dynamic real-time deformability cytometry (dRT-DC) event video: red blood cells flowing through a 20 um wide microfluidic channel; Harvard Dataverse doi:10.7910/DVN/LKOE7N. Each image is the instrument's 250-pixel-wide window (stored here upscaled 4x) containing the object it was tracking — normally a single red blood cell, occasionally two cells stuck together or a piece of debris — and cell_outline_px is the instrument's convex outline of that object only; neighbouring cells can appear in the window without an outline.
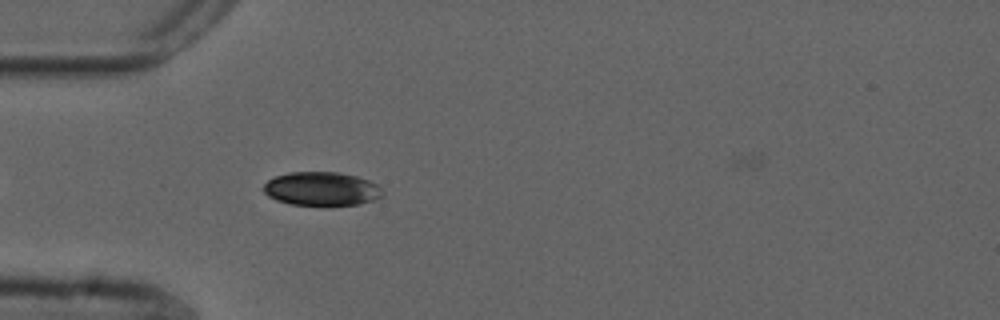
{"species": "common noctule bat (a hibernating species)", "species_latin": "Nyctalus noctula", "temperature_condition": "cold", "stored_images_in_passage": 38, "camera_frame_rate_fps": 3000, "um_per_image_px": 0.085, "animal": {"sex": "male", "forearm_length_mm": 52.5}, "frame": {"image": 1, "passage_image": 5, "time_ms": 1.333, "image_size_px": [1000, 320], "cell_outline_px": [[384, 192], [380, 196], [372, 200], [360, 204], [328, 208], [292, 204], [276, 200], [268, 196], [264, 192], [264, 184], [268, 180], [276, 176], [288, 172], [336, 172], [356, 176], [368, 180], [376, 184]], "centroid_in_image_um": [27.33, 16.09], "position_along_channel_um": 57.7, "area_um2": 23.93}}
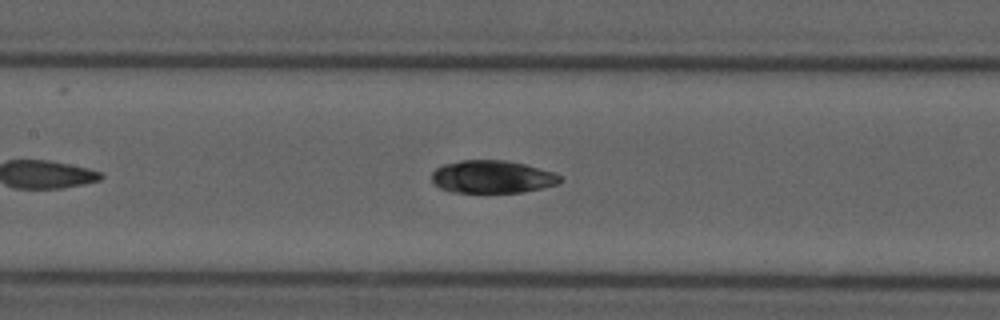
{"frame": {"image": 2, "passage_image": 14, "time_ms": 4.333, "image_size_px": [1000, 320], "cell_outline_px": [[564, 180], [560, 184], [544, 188], [524, 192], [452, 192], [440, 188], [432, 180], [432, 172], [436, 168], [444, 164], [460, 160], [504, 160], [524, 164], [552, 172], [560, 176]], "centroid_in_image_um": [41.86, 15.03], "position_along_channel_um": 165.5, "area_um2": 24.51}}
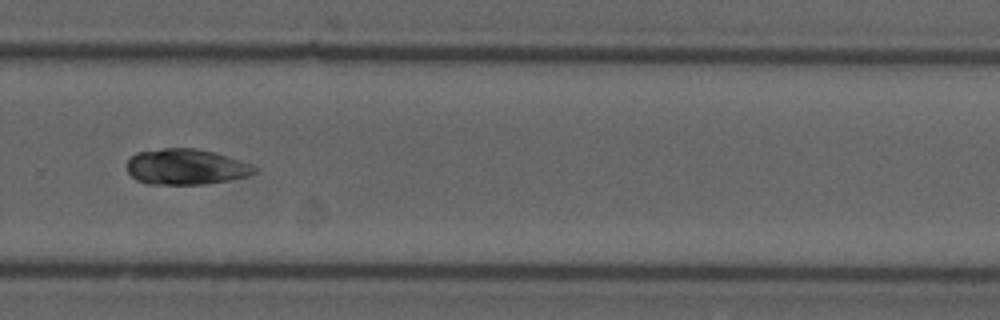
{"frame": {"image": 3, "passage_image": 26, "time_ms": 8.333, "image_size_px": [1000, 320], "cell_outline_px": [[260, 168], [256, 172], [248, 176], [228, 180], [204, 184], [148, 184], [136, 180], [128, 172], [128, 160], [136, 152], [164, 148], [196, 148], [212, 152], [252, 164]], "centroid_in_image_um": [15.82, 14.18], "position_along_channel_um": 314.0, "area_um2": 26.47}, "authors_computed_cell_mechanics": {"area_um2": 25.8655, "velocity_mm_per_s": 3.7342, "shape_relaxation_time_tau1_ms": null, "shape_relaxation_time_tau2_ms": 1.8216, "deformation_change_tau1": null, "deformation_change_tau2": 0.0491}}